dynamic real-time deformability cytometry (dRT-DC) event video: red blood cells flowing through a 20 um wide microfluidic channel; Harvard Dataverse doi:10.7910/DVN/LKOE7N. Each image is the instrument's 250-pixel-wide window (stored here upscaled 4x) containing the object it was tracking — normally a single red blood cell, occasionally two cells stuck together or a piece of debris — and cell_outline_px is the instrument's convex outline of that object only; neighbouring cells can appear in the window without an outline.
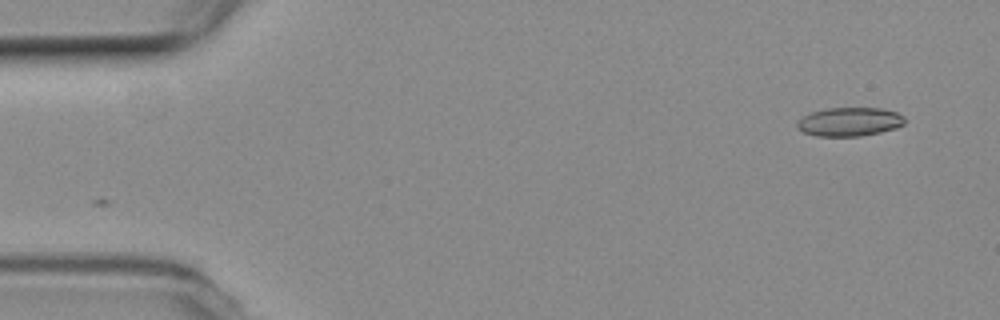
{"species": "common noctule bat (a hibernating species)", "species_latin": "Nyctalus noctula", "temperature_condition": "room temperature", "stored_images_in_passage": 53, "camera_frame_rate_fps": 3000, "um_per_image_px": 0.085, "animal": {"sex": "female", "body_mass_g": 19.3, "forearm_length_mm": 54.1}, "frame": {"image": 1, "passage_image": 1, "time_ms": 0.0, "image_size_px": [1000, 320], "cell_outline_px": [[904, 124], [896, 128], [880, 132], [860, 136], [816, 136], [804, 132], [796, 128], [796, 120], [812, 112], [828, 108], [884, 108], [896, 112], [904, 116]], "centroid_in_image_um": [72.2, 10.35], "position_along_channel_um": 12.8, "area_um2": 18.09}}
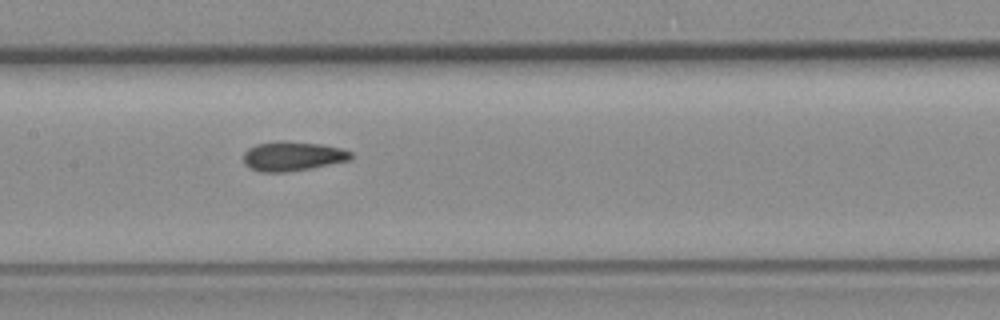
{"frame": {"image": 2, "passage_image": 24, "time_ms": 7.667, "image_size_px": [1000, 320], "cell_outline_px": [[352, 160], [312, 168], [288, 172], [260, 172], [244, 164], [244, 152], [248, 148], [256, 144], [280, 140], [284, 140], [320, 144], [340, 148], [352, 152]], "centroid_in_image_um": [24.88, 13.27], "position_along_channel_um": 182.5, "area_um2": 18.61}}
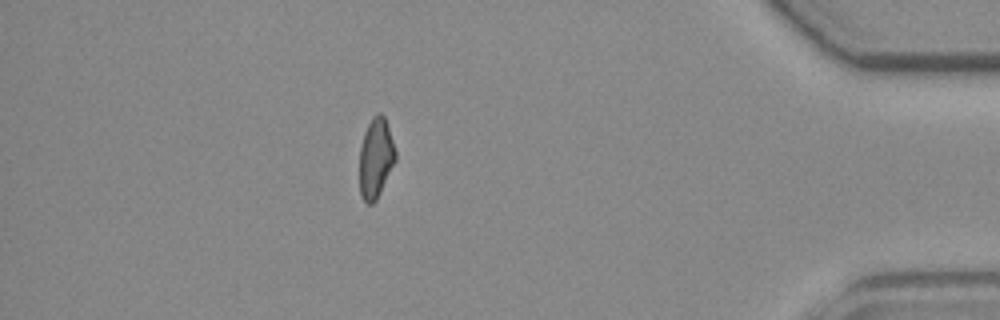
{"frame": {"image": 3, "passage_image": 46, "time_ms": 15.0, "image_size_px": [1000, 320], "cell_outline_px": [[396, 160], [376, 200], [372, 204], [368, 204], [360, 196], [360, 144], [364, 132], [372, 116], [376, 112], [380, 112], [384, 116], [396, 152]], "centroid_in_image_um": [31.93, 13.42], "position_along_channel_um": 403.3, "area_um2": 16.7}, "authors_computed_cell_mechanics": {"area_um2": 18.0336, "velocity_mm_per_s": 3.6895, "shape_relaxation_time_tau1_ms": null, "shape_relaxation_time_tau2_ms": 2.3208, "deformation_change_tau1": null, "deformation_change_tau2": 0.0976}}